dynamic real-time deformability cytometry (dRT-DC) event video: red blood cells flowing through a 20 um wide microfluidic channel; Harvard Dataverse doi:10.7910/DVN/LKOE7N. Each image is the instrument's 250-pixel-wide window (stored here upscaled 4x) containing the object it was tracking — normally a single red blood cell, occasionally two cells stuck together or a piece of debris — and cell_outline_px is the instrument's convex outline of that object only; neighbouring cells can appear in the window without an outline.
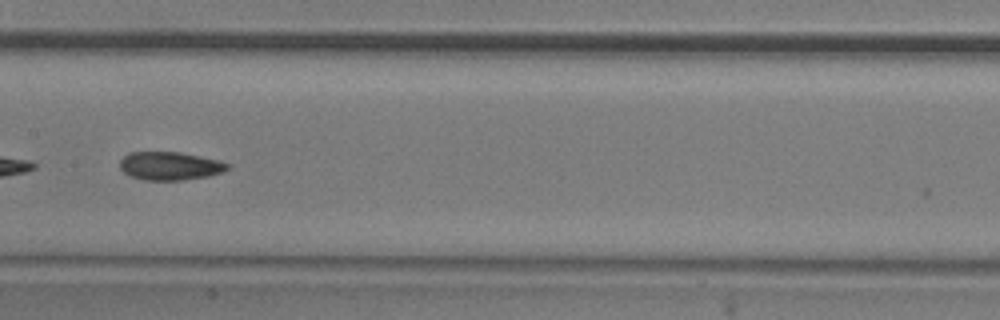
{"species": "common noctule bat (a hibernating species)", "species_latin": "Nyctalus noctula", "temperature_condition": "room temperature", "stored_images_in_passage": 22, "camera_frame_rate_fps": 3000, "um_per_image_px": 0.085, "animal": {"sex": "male", "body_mass_g": 20.5, "forearm_length_mm": 52.5}, "frame": {"image": 1, "passage_image": 12, "time_ms": 3.667, "image_size_px": [1000, 320], "cell_outline_px": [[232, 164], [224, 172], [208, 176], [184, 180], [144, 180], [132, 176], [124, 172], [120, 168], [120, 160], [128, 152], [180, 152], [200, 156]], "centroid_in_image_um": [14.46, 14.1], "position_along_channel_um": 192.9, "area_um2": 17.74}}
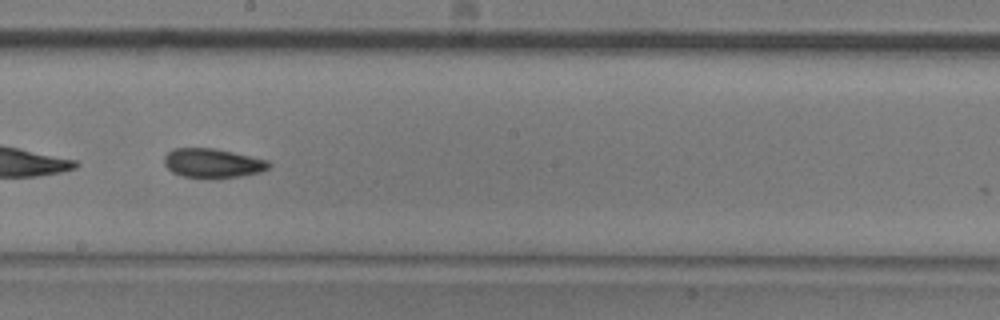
{"frame": {"image": 2, "passage_image": 15, "time_ms": 4.667, "image_size_px": [1000, 320], "cell_outline_px": [[272, 164], [268, 168], [260, 172], [240, 176], [216, 180], [212, 180], [184, 176], [172, 172], [164, 164], [164, 156], [172, 148], [212, 148], [232, 152], [268, 160]], "centroid_in_image_um": [18.06, 13.89], "position_along_channel_um": 230.1, "area_um2": 18.15}}